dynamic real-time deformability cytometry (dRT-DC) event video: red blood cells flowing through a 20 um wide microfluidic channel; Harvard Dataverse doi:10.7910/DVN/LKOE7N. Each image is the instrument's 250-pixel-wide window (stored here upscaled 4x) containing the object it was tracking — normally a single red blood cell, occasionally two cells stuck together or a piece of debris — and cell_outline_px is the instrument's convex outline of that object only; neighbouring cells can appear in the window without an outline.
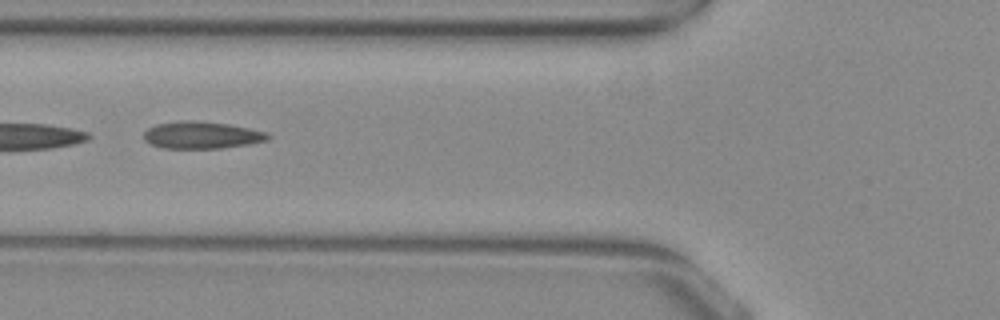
{"species": "common noctule bat (a hibernating species)", "species_latin": "Nyctalus noctula", "temperature_condition": "warm", "stored_images_in_passage": 23, "camera_frame_rate_fps": 3000, "um_per_image_px": 0.085, "animal": {"sex": "female", "body_mass_g": 29.2, "forearm_length_mm": 56.3}, "frame": {"image": 1, "passage_image": 18, "time_ms": 5.667, "image_size_px": [1000, 320], "cell_outline_px": [[272, 136], [268, 140], [248, 144], [220, 148], [164, 148], [152, 144], [144, 140], [144, 132], [148, 128], [156, 124], [180, 120], [192, 120], [228, 124], [268, 132]], "centroid_in_image_um": [17.15, 11.47], "position_along_channel_um": 108.6, "area_um2": 19.59}}
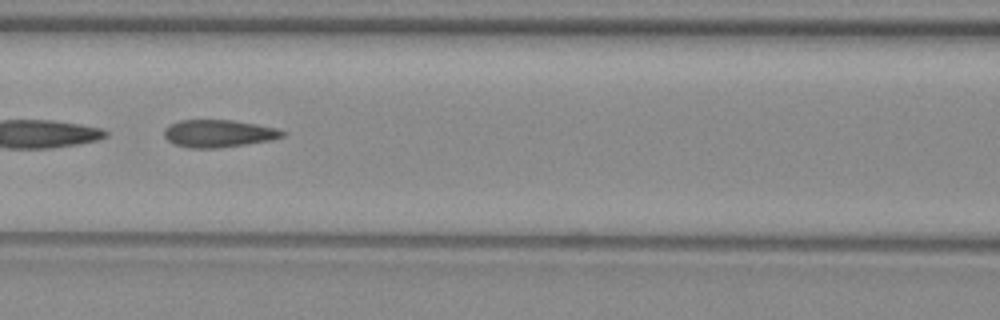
{"frame": {"image": 2, "passage_image": 21, "time_ms": 6.667, "image_size_px": [1000, 320], "cell_outline_px": [[284, 136], [272, 140], [216, 148], [188, 148], [176, 144], [168, 140], [164, 136], [164, 128], [168, 124], [180, 120], [232, 120], [256, 124], [276, 128], [284, 132]], "centroid_in_image_um": [18.54, 11.34], "position_along_channel_um": 148.1, "area_um2": 18.84}}